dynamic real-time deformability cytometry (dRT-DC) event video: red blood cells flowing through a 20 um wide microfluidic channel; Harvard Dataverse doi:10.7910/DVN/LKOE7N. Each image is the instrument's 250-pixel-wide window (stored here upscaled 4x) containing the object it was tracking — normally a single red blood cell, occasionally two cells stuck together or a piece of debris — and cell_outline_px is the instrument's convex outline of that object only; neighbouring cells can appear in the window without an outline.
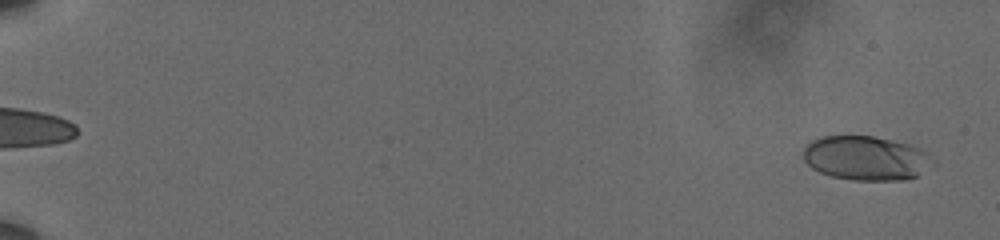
{"species": "human", "species_latin": "Homo sapiens", "temperature_condition": "cold", "stored_images_in_passage": 52, "camera_frame_rate_fps": 3000, "um_per_image_px": 0.085, "donor": {"sex": "male"}, "frame": {"image": 1, "passage_image": 1, "time_ms": 0.0, "image_size_px": [1000, 240], "cell_outline_px": [[928, 156], [916, 176], [908, 180], [852, 180], [832, 176], [820, 172], [812, 168], [804, 160], [804, 148], [812, 140], [824, 136], [872, 136], [892, 140], [908, 144], [920, 148]], "centroid_in_image_um": [73.47, 13.43], "position_along_channel_um": 11.5, "area_um2": 32.37}}
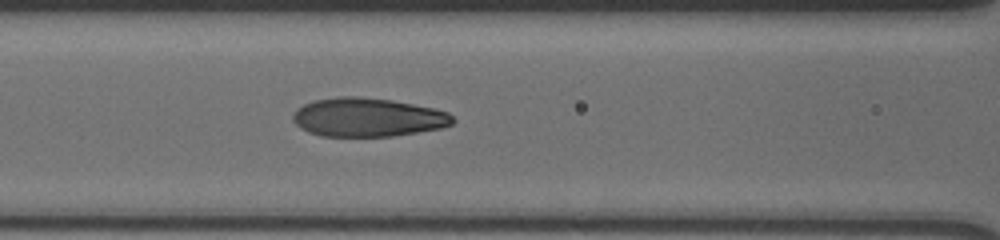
{"frame": {"image": 2, "passage_image": 22, "time_ms": 7.0, "image_size_px": [1000, 240], "cell_outline_px": [[456, 120], [452, 124], [440, 128], [392, 136], [320, 136], [308, 132], [300, 128], [292, 120], [292, 116], [304, 104], [316, 100], [340, 96], [360, 96], [392, 100], [436, 108], [448, 112]], "centroid_in_image_um": [31.28, 9.97], "position_along_channel_um": 135.3, "area_um2": 36.07}}
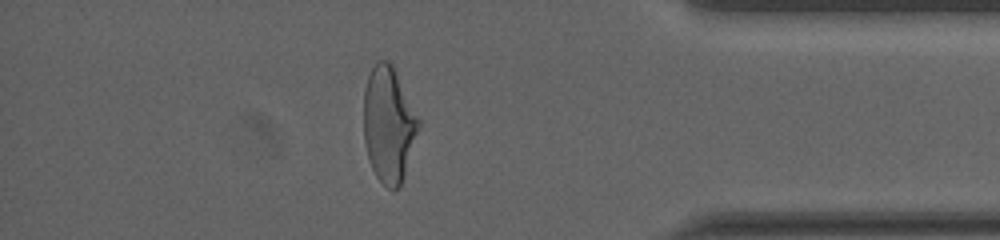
{"frame": {"image": 3, "passage_image": 45, "time_ms": 14.667, "image_size_px": [1000, 240], "cell_outline_px": [[420, 128], [400, 184], [392, 192], [376, 176], [368, 160], [364, 140], [364, 88], [368, 76], [376, 60], [388, 60], [392, 64], [420, 120]], "centroid_in_image_um": [33.02, 10.56], "position_along_channel_um": 402.2, "area_um2": 36.82}, "authors_computed_cell_mechanics": {"area_um2": 35.836, "velocity_mm_per_s": 3.6106, "shape_relaxation_time_tau1_ms": 4.5091, "shape_relaxation_time_tau2_ms": 0.7742, "deformation_change_tau1": 0.2066, "deformation_change_tau2": 0.0629}}